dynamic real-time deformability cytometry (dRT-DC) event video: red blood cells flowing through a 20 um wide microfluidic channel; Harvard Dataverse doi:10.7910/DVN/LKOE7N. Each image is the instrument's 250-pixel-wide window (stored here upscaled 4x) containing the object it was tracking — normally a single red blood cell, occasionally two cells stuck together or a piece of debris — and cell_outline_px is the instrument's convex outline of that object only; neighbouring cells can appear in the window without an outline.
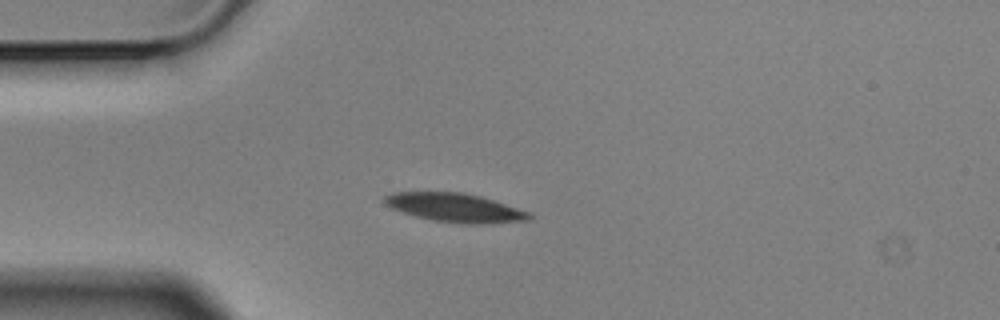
{"species": "Egyptian fruit bat (a non-hibernating species)", "species_latin": "Rousettus aegyptiacus", "temperature_condition": "cold", "stored_images_in_passage": 4, "camera_frame_rate_fps": 3000, "um_per_image_px": 0.085, "animal": {"sex": "male"}, "frame": {"image": 1, "passage_image": 4, "time_ms": 1.0, "image_size_px": [1000, 320], "cell_outline_px": [[532, 220], [484, 224], [464, 224], [432, 220], [416, 216], [392, 208], [384, 204], [384, 196], [392, 192], [464, 192], [480, 196], [532, 212]], "centroid_in_image_um": [38.72, 17.65], "position_along_channel_um": 46.3, "area_um2": 24.39}}